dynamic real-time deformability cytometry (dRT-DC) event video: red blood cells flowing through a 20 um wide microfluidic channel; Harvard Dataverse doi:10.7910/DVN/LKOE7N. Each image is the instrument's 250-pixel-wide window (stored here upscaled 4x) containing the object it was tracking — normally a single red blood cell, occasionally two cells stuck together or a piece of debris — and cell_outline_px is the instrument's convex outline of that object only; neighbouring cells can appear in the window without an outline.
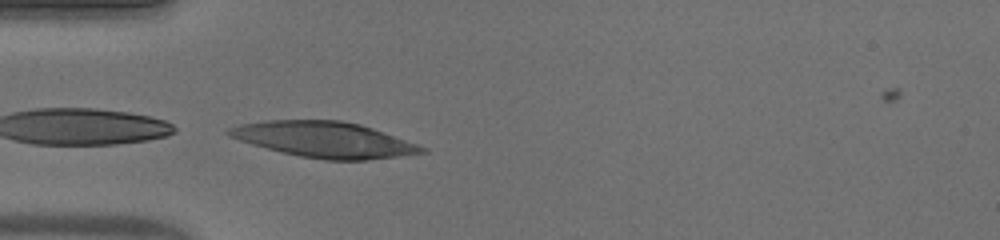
{"species": "human", "species_latin": "Homo sapiens", "temperature_condition": "warm", "stored_images_in_passage": 2, "camera_frame_rate_fps": 3000, "um_per_image_px": 0.085, "donor": {"sex": "male"}, "frame": {"image": 1, "passage_image": 2, "time_ms": 0.333, "image_size_px": [1000, 240], "cell_outline_px": [[428, 152], [368, 160], [324, 160], [300, 156], [280, 152], [252, 144], [228, 136], [224, 132], [228, 128], [240, 124], [268, 120], [340, 120], [360, 124], [372, 128], [428, 148]], "centroid_in_image_um": [27.55, 11.87], "position_along_channel_um": 57.5, "area_um2": 40.06}}